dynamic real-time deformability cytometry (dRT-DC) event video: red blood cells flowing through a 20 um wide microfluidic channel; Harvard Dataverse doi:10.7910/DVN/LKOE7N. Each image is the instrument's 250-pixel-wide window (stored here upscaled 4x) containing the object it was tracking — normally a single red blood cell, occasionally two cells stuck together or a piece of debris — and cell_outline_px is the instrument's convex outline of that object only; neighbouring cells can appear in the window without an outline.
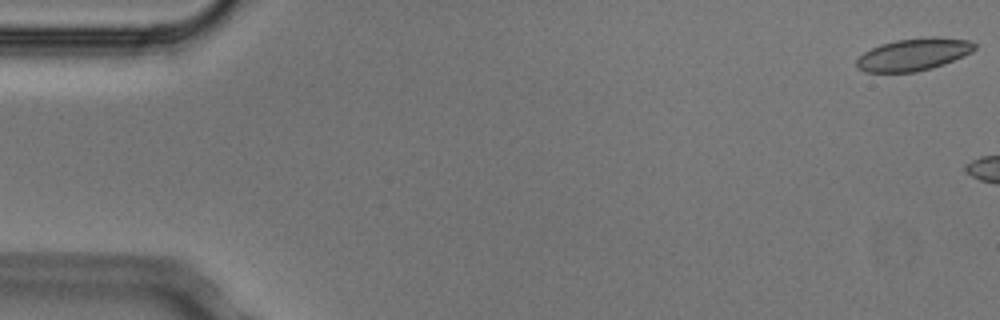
{"species": "Egyptian fruit bat (a non-hibernating species)", "species_latin": "Rousettus aegyptiacus", "temperature_condition": "cold", "stored_images_in_passage": 4, "camera_frame_rate_fps": 3000, "um_per_image_px": 0.085, "animal": {"sex": "male"}, "frame": {"image": 1, "passage_image": 1, "time_ms": 0.0, "image_size_px": [1000, 320], "cell_outline_px": [[976, 48], [972, 52], [944, 64], [932, 68], [916, 72], [864, 72], [856, 68], [856, 60], [864, 52], [880, 44], [896, 40], [932, 36], [936, 36], [968, 40], [976, 44]], "centroid_in_image_um": [77.65, 4.63], "position_along_channel_um": 7.4, "area_um2": 22.31}}